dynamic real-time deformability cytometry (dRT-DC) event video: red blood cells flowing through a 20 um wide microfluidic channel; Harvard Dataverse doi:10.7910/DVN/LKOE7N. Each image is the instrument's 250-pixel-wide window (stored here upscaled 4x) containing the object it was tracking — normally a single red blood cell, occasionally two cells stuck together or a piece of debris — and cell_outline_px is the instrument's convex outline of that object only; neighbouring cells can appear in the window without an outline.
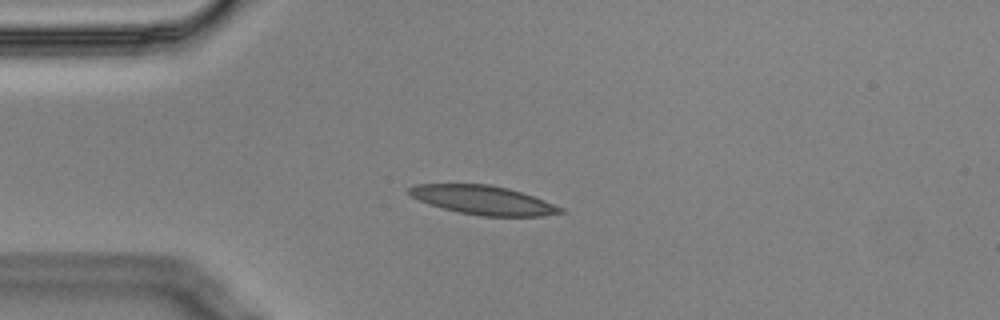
{"species": "Egyptian fruit bat (a non-hibernating species)", "species_latin": "Rousettus aegyptiacus", "temperature_condition": "cold", "stored_images_in_passage": 44, "camera_frame_rate_fps": 3000, "um_per_image_px": 0.085, "animal": {"sex": "male"}, "frame": {"image": 1, "passage_image": 1, "time_ms": 0.0, "image_size_px": [1000, 320], "cell_outline_px": [[564, 212], [540, 216], [480, 216], [460, 212], [428, 204], [412, 196], [408, 192], [408, 188], [416, 184], [488, 184], [508, 188], [544, 200], [564, 208]], "centroid_in_image_um": [41.07, 17.0], "position_along_channel_um": 43.9, "area_um2": 25.2}}
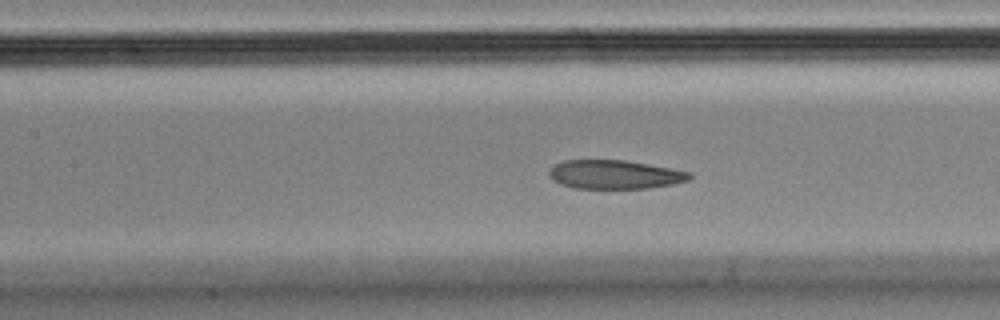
{"frame": {"image": 2, "passage_image": 12, "time_ms": 3.667, "image_size_px": [1000, 320], "cell_outline_px": [[692, 176], [688, 180], [672, 184], [648, 188], [572, 188], [560, 184], [552, 180], [548, 176], [548, 172], [552, 164], [564, 160], [624, 160], [648, 164], [692, 172]], "centroid_in_image_um": [52.19, 14.83], "position_along_channel_um": 155.2, "area_um2": 23.7}}
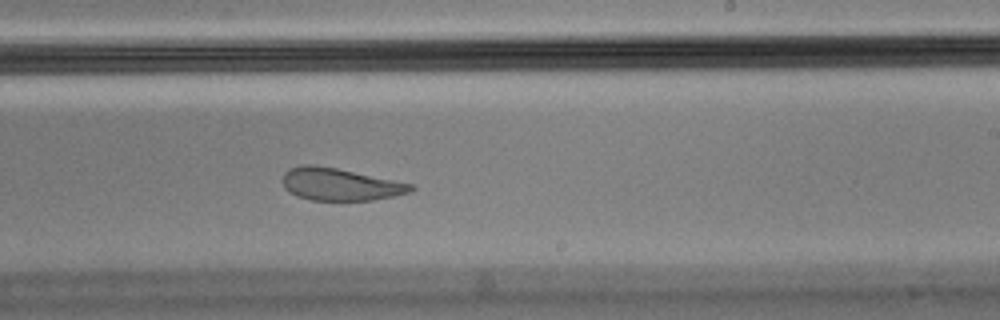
{"frame": {"image": 3, "passage_image": 21, "time_ms": 6.667, "image_size_px": [1000, 320], "cell_outline_px": [[416, 188], [412, 192], [396, 196], [372, 200], [312, 200], [296, 196], [288, 192], [284, 188], [284, 172], [288, 168], [304, 164], [312, 164], [336, 168], [412, 184]], "centroid_in_image_um": [28.9, 15.67], "position_along_channel_um": 260.1, "area_um2": 24.16}, "authors_computed_cell_mechanics": {"area_um2": 26.299, "velocity_mm_per_s": 3.5054, "shape_relaxation_time_tau1_ms": null, "shape_relaxation_time_tau2_ms": 2.4981, "deformation_change_tau1": null, "deformation_change_tau2": 0.0684}}